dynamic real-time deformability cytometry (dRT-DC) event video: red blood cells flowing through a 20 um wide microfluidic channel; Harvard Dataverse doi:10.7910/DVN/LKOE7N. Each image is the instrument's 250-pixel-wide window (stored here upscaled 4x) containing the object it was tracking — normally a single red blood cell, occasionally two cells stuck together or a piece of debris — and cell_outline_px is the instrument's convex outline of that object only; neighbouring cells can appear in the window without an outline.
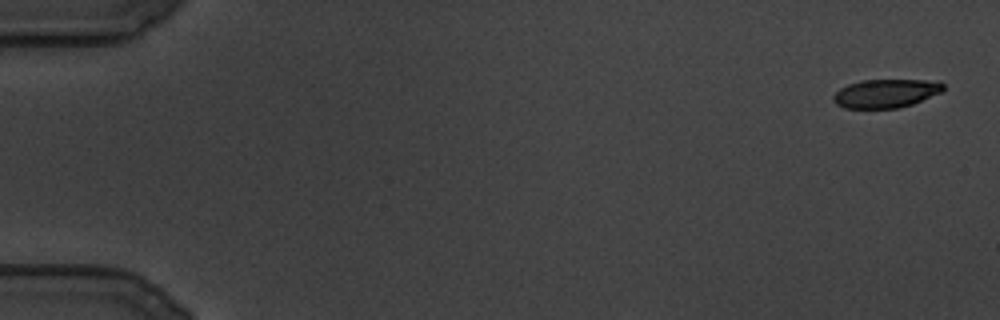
{"species": "common noctule bat (a hibernating species)", "species_latin": "Nyctalus noctula", "temperature_condition": "cold", "stored_images_in_passage": 106, "camera_frame_rate_fps": 3000, "um_per_image_px": 0.085, "animal": {"sex": "male", "body_mass_g": 19.5, "forearm_length_mm": 54.6}, "frame": {"image": 1, "passage_image": 1, "time_ms": 0.0, "image_size_px": [1000, 320], "cell_outline_px": [[944, 88], [940, 92], [912, 104], [900, 108], [844, 108], [836, 104], [832, 100], [832, 96], [840, 88], [848, 84], [860, 80], [940, 80], [944, 84]], "centroid_in_image_um": [75.28, 7.93], "position_along_channel_um": 9.7, "area_um2": 18.38}}
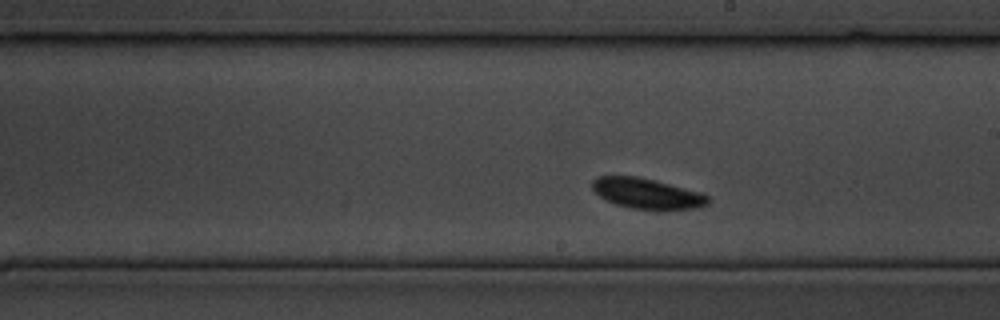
{"frame": {"image": 2, "passage_image": 53, "time_ms": 17.333, "image_size_px": [1000, 320], "cell_outline_px": [[708, 204], [696, 208], [656, 212], [632, 208], [616, 204], [600, 196], [592, 188], [592, 180], [596, 176], [636, 176], [700, 192], [708, 196]], "centroid_in_image_um": [55.0, 16.48], "position_along_channel_um": 234.0, "area_um2": 20.69}}
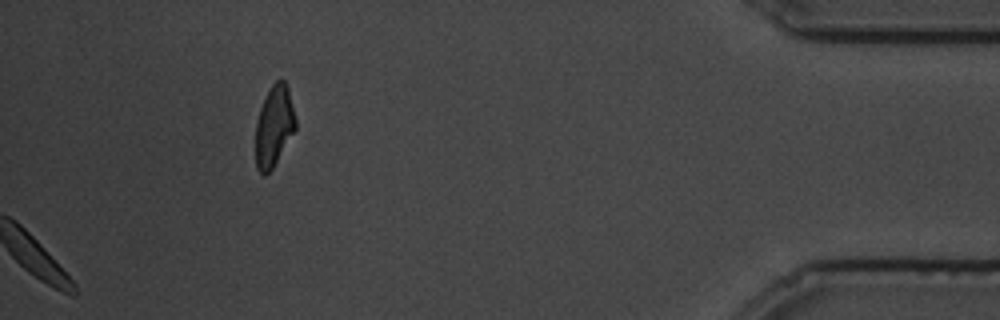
{"frame": {"image": 3, "passage_image": 106, "time_ms": 35.0, "image_size_px": [1000, 320], "cell_outline_px": [[296, 128], [272, 168], [264, 176], [256, 168], [256, 120], [260, 108], [272, 84], [276, 80], [284, 80], [288, 88], [296, 120]], "centroid_in_image_um": [23.29, 10.72], "position_along_channel_um": 411.9, "area_um2": 18.5}}